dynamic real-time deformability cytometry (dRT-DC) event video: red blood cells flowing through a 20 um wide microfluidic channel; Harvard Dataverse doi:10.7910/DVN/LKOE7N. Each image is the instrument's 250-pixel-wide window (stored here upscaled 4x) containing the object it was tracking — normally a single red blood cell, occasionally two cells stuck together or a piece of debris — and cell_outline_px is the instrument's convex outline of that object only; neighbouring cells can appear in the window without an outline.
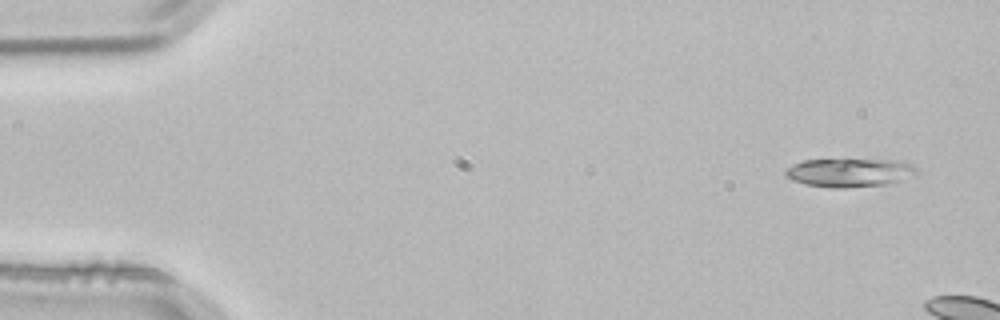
{"species": "common noctule bat (a hibernating species)", "species_latin": "Nyctalus noctula", "temperature_condition": "room temperature", "stored_images_in_passage": 2, "camera_frame_rate_fps": 3000, "um_per_image_px": 0.085, "animal": {"sex": "male", "body_mass_g": 21.5, "forearm_length_mm": 52.0}, "frame": {"image": 1, "passage_image": 1, "time_ms": 0.0, "image_size_px": [1000, 320], "cell_outline_px": [[916, 176], [888, 184], [844, 188], [832, 188], [804, 184], [792, 180], [784, 176], [784, 172], [792, 164], [804, 160], [896, 160], [908, 164], [916, 168]], "centroid_in_image_um": [72.18, 14.68], "position_along_channel_um": 12.8, "area_um2": 21.79}}